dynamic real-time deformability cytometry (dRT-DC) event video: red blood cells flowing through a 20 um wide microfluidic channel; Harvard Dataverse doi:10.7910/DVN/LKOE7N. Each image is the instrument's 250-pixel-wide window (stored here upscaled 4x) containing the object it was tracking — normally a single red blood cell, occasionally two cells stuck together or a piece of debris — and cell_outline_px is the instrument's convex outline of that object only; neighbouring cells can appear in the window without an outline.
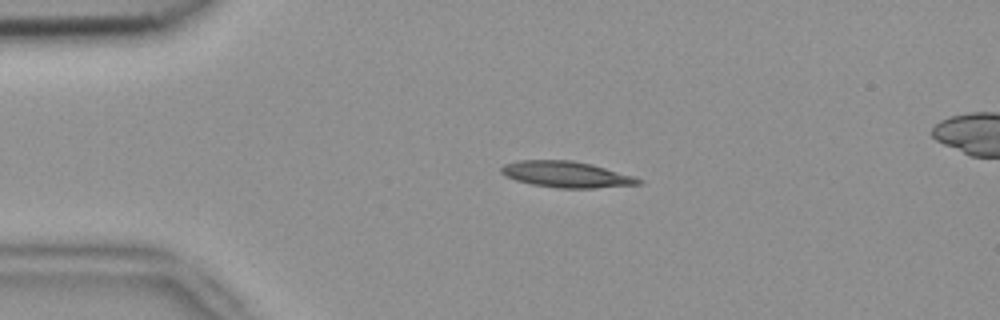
{"species": "common noctule bat (a hibernating species)", "species_latin": "Nyctalus noctula", "temperature_condition": "room temperature", "stored_images_in_passage": 3, "camera_frame_rate_fps": 3000, "um_per_image_px": 0.085, "animal": {"sex": "female", "body_mass_g": 18.4}, "frame": {"image": 1, "passage_image": 1, "time_ms": 0.0, "image_size_px": [1000, 320], "cell_outline_px": [[644, 184], [596, 188], [560, 188], [532, 184], [516, 180], [504, 176], [500, 172], [500, 168], [504, 164], [520, 160], [572, 160], [592, 164], [636, 176], [644, 180]], "centroid_in_image_um": [48.2, 14.82], "position_along_channel_um": 36.8, "area_um2": 21.15}}